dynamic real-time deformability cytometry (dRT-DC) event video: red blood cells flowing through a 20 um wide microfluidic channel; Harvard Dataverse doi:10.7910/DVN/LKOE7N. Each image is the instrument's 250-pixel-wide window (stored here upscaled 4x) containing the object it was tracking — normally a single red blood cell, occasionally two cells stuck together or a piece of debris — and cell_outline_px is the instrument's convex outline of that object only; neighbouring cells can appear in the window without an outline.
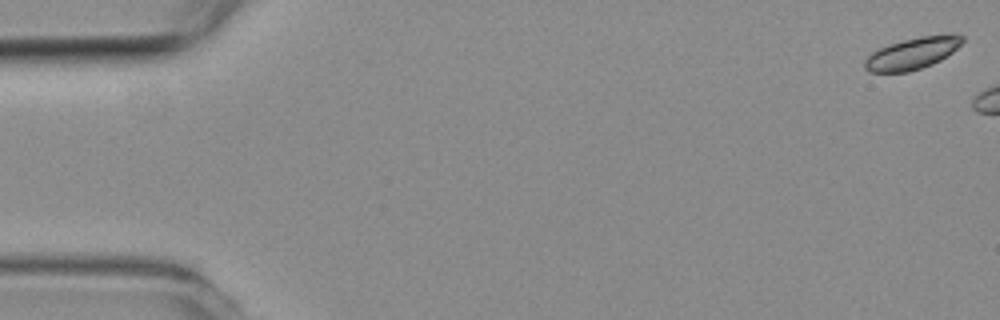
{"species": "common noctule bat (a hibernating species)", "species_latin": "Nyctalus noctula", "temperature_condition": "room temperature", "stored_images_in_passage": 3, "camera_frame_rate_fps": 3000, "um_per_image_px": 0.085, "animal": {"sex": "female", "body_mass_g": 19.3, "forearm_length_mm": 54.1}, "frame": {"image": 1, "passage_image": 1, "time_ms": 0.0, "image_size_px": [1000, 320], "cell_outline_px": [[964, 40], [952, 52], [940, 60], [932, 64], [908, 72], [868, 72], [864, 68], [864, 60], [872, 52], [888, 44], [920, 36], [952, 32], [956, 32], [964, 36]], "centroid_in_image_um": [77.58, 4.51], "position_along_channel_um": 7.4, "area_um2": 18.26}}